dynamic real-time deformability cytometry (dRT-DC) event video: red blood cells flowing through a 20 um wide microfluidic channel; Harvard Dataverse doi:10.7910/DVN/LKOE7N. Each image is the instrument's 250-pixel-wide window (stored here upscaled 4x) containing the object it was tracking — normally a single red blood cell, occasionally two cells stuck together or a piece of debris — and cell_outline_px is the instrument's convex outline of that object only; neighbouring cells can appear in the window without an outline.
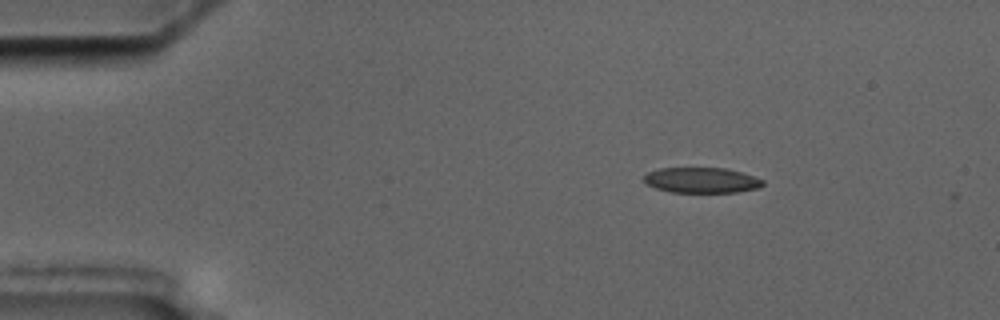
{"species": "common noctule bat (a hibernating species)", "species_latin": "Nyctalus noctula", "temperature_condition": "cold", "stored_images_in_passage": 4, "camera_frame_rate_fps": 3000, "um_per_image_px": 0.085, "animal": {"sex": "male", "body_mass_g": 17.5, "forearm_length_mm": 52.3}, "frame": {"image": 1, "passage_image": 1, "time_ms": 0.0, "image_size_px": [1000, 320], "cell_outline_px": [[764, 184], [760, 188], [736, 192], [672, 192], [656, 188], [644, 184], [644, 176], [648, 172], [660, 168], [724, 168], [740, 172], [764, 180]], "centroid_in_image_um": [59.62, 15.32], "position_along_channel_um": 25.4, "area_um2": 17.57}}